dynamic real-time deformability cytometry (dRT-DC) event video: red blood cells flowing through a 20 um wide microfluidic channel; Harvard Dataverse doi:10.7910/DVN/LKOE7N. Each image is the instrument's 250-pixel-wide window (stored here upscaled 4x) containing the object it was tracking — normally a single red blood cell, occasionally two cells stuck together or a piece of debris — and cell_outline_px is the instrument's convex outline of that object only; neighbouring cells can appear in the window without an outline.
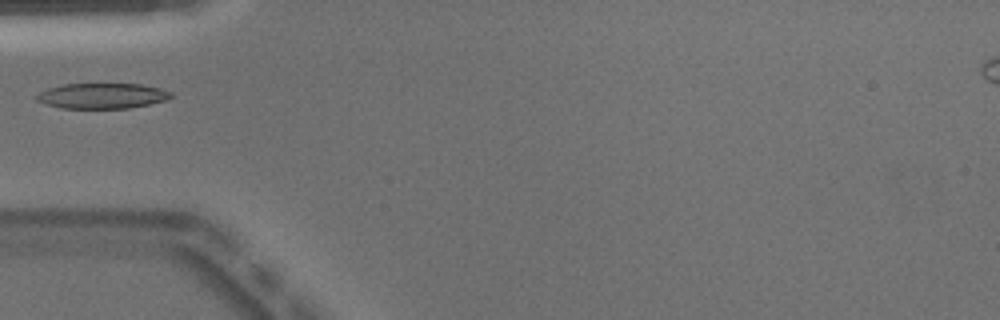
{"species": "Egyptian fruit bat (a non-hibernating species)", "species_latin": "Rousettus aegyptiacus", "temperature_condition": "warm", "stored_images_in_passage": 6, "camera_frame_rate_fps": 3000, "um_per_image_px": 0.085, "animal": {"sex": "male"}, "frame": {"image": 1, "passage_image": 1, "time_ms": 0.0, "image_size_px": [1000, 320], "cell_outline_px": [[172, 96], [164, 100], [148, 104], [128, 108], [60, 108], [44, 104], [36, 100], [36, 96], [40, 92], [48, 88], [64, 84], [140, 84], [160, 88], [172, 92]], "centroid_in_image_um": [8.65, 8.14], "position_along_channel_um": 76.4, "area_um2": 19.77}}